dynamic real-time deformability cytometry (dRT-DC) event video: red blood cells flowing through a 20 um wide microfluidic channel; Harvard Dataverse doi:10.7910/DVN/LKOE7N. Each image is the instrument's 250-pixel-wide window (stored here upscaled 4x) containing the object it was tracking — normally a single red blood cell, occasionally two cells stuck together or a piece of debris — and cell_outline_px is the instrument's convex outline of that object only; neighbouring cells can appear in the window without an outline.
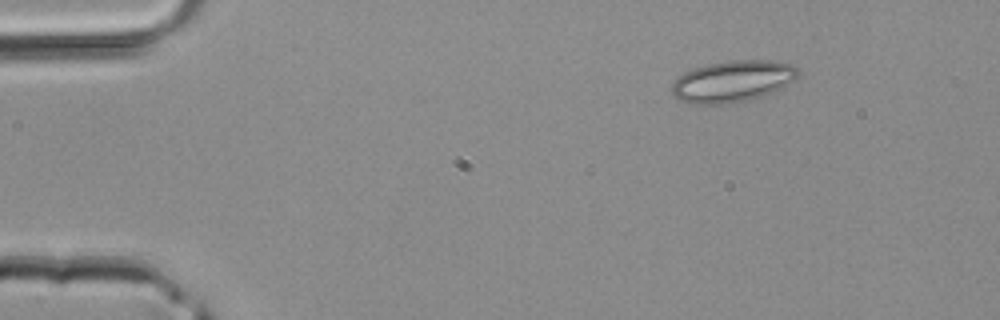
{"species": "common noctule bat (a hibernating species)", "species_latin": "Nyctalus noctula", "temperature_condition": "room temperature", "stored_images_in_passage": 38, "camera_frame_rate_fps": 3000, "um_per_image_px": 0.085, "animal": {"sex": "male", "body_mass_g": 20.4}, "frame": {"image": 1, "passage_image": 1, "time_ms": 0.0, "image_size_px": [1000, 320], "cell_outline_px": [[800, 72], [796, 80], [772, 92], [760, 96], [744, 100], [720, 104], [688, 104], [672, 96], [672, 84], [684, 72], [708, 64], [732, 60], [772, 60], [792, 64], [800, 68]], "centroid_in_image_um": [62.3, 6.9], "position_along_channel_um": 22.7, "area_um2": 30.46}}
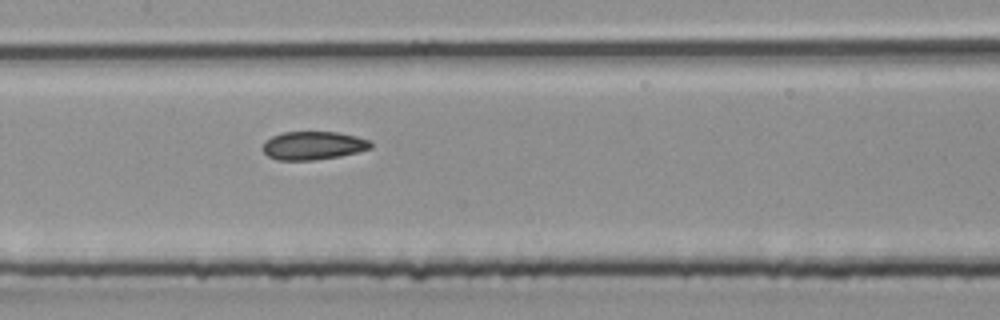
{"frame": {"image": 2, "passage_image": 16, "time_ms": 5.0, "image_size_px": [1000, 320], "cell_outline_px": [[372, 148], [340, 156], [316, 160], [276, 160], [268, 156], [264, 152], [264, 140], [272, 136], [284, 132], [336, 132], [356, 136], [372, 140]], "centroid_in_image_um": [26.64, 12.37], "position_along_channel_um": 180.8, "area_um2": 17.86}}
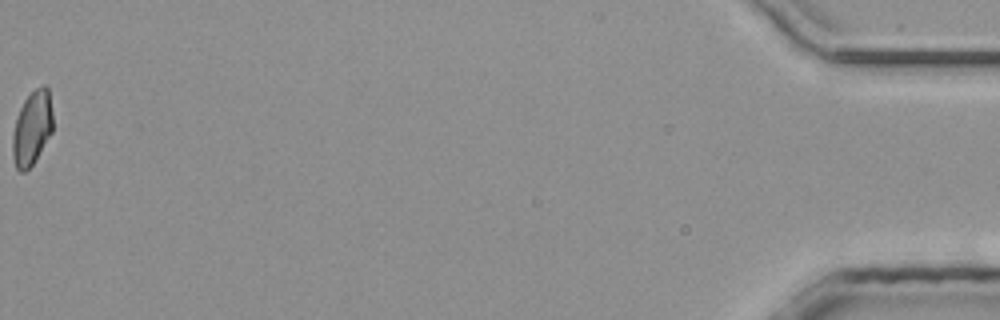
{"frame": {"image": 3, "passage_image": 38, "time_ms": 12.333, "image_size_px": [1000, 320], "cell_outline_px": [[52, 132], [36, 160], [24, 172], [20, 172], [16, 168], [12, 156], [12, 132], [20, 108], [24, 100], [40, 84], [44, 84], [48, 88], [52, 112]], "centroid_in_image_um": [2.71, 10.89], "position_along_channel_um": 432.5, "area_um2": 17.46}}